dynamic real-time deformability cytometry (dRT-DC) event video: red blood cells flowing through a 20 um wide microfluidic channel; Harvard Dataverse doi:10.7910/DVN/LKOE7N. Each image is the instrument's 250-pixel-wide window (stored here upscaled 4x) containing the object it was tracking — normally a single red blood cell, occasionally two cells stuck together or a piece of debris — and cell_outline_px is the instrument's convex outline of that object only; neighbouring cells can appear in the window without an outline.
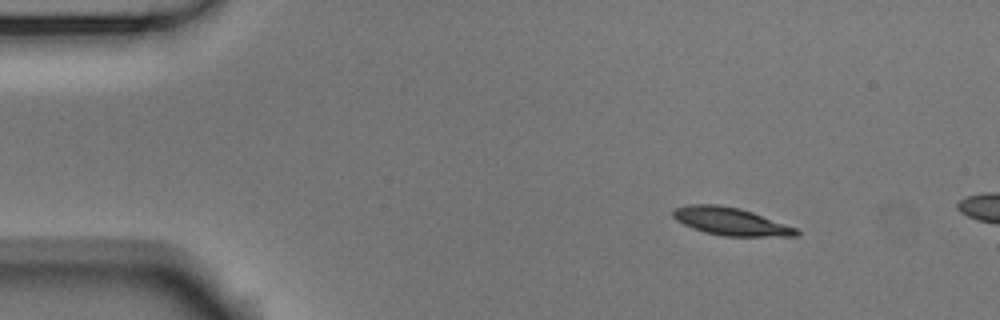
{"species": "Egyptian fruit bat (a non-hibernating species)", "species_latin": "Rousettus aegyptiacus", "temperature_condition": "room temperature", "stored_images_in_passage": 4, "camera_frame_rate_fps": 3000, "um_per_image_px": 0.085, "animal": {"sex": "male"}, "frame": {"image": 1, "passage_image": 2, "time_ms": 0.333, "image_size_px": [1000, 320], "cell_outline_px": [[800, 232], [796, 236], [724, 236], [704, 232], [692, 228], [676, 220], [672, 216], [672, 208], [692, 204], [716, 204], [740, 208], [752, 212], [796, 228]], "centroid_in_image_um": [62.06, 18.81], "position_along_channel_um": 22.9, "area_um2": 19.83}}